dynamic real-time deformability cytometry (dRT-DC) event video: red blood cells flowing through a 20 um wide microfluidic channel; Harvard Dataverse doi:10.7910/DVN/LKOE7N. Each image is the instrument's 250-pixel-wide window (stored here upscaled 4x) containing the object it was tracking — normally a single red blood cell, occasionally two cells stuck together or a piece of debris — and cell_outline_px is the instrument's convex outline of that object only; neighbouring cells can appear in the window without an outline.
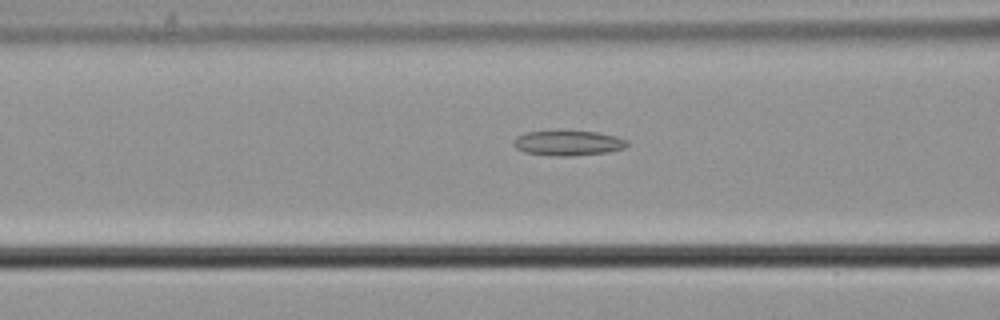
{"species": "common noctule bat (a hibernating species)", "species_latin": "Nyctalus noctula", "temperature_condition": "cold", "stored_images_in_passage": 38, "camera_frame_rate_fps": 3000, "um_per_image_px": 0.085, "animal": {"sex": "male", "body_mass_g": 21.5, "forearm_length_mm": 52.0}, "frame": {"image": 1, "passage_image": 5, "time_ms": 1.333, "image_size_px": [1000, 320], "cell_outline_px": [[628, 144], [624, 148], [608, 152], [572, 156], [552, 156], [524, 152], [516, 148], [512, 144], [512, 140], [516, 136], [524, 132], [596, 132], [616, 136], [628, 140]], "centroid_in_image_um": [48.26, 12.17], "position_along_channel_um": 118.3, "area_um2": 16.47}}
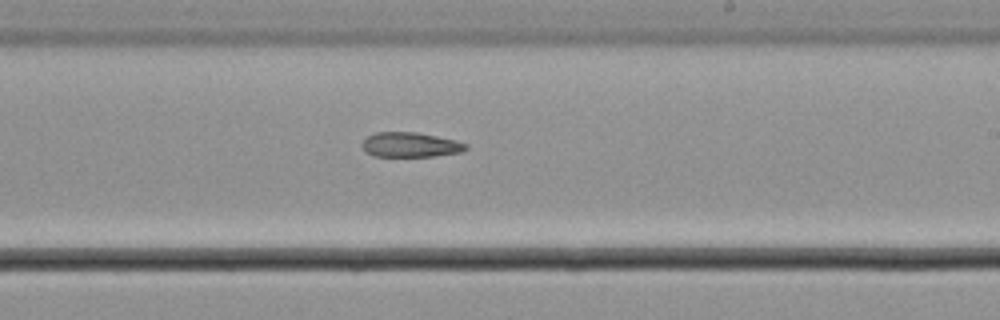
{"frame": {"image": 2, "passage_image": 16, "time_ms": 5.0, "image_size_px": [1000, 320], "cell_outline_px": [[468, 148], [460, 152], [436, 156], [372, 156], [364, 152], [360, 144], [372, 132], [416, 132], [456, 140], [468, 144]], "centroid_in_image_um": [34.84, 12.3], "position_along_channel_um": 254.2, "area_um2": 15.14}}
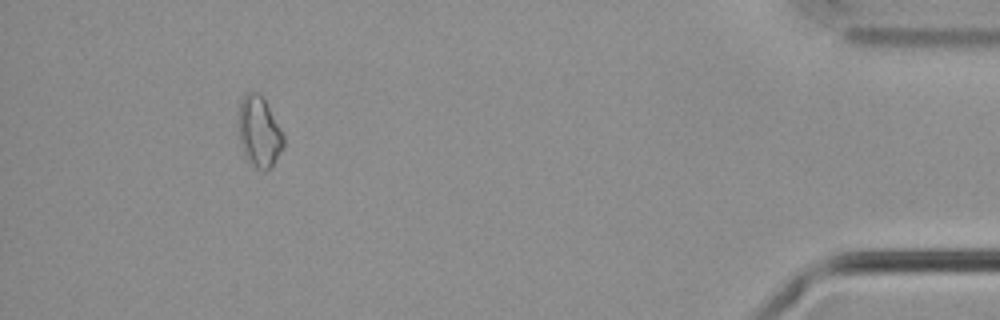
{"frame": {"image": 3, "passage_image": 34, "time_ms": 11.0, "image_size_px": [1000, 320], "cell_outline_px": [[284, 148], [272, 168], [264, 172], [256, 168], [244, 156], [236, 124], [236, 116], [240, 100], [244, 92], [248, 88], [260, 92], [284, 132]], "centroid_in_image_um": [22.01, 11.14], "position_along_channel_um": 413.2, "area_um2": 19.77}}